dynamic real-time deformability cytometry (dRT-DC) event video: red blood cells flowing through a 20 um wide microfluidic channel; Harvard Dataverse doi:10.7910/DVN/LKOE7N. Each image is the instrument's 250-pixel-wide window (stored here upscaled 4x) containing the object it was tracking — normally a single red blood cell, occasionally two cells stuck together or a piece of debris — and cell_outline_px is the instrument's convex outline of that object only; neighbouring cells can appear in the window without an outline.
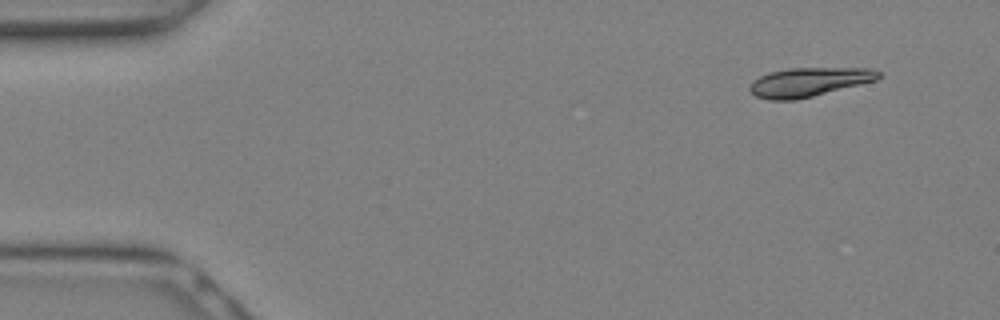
{"species": "Egyptian fruit bat (a non-hibernating species)", "species_latin": "Rousettus aegyptiacus", "temperature_condition": "warm", "stored_images_in_passage": 7, "camera_frame_rate_fps": 3000, "um_per_image_px": 0.085, "animal": {"sex": "female"}, "frame": {"image": 1, "passage_image": 1, "time_ms": 0.0, "image_size_px": [1000, 320], "cell_outline_px": [[880, 76], [876, 80], [796, 100], [768, 100], [756, 96], [748, 88], [760, 76], [772, 72], [788, 68], [872, 68], [880, 72]], "centroid_in_image_um": [68.77, 6.97], "position_along_channel_um": 16.2, "area_um2": 21.39}}
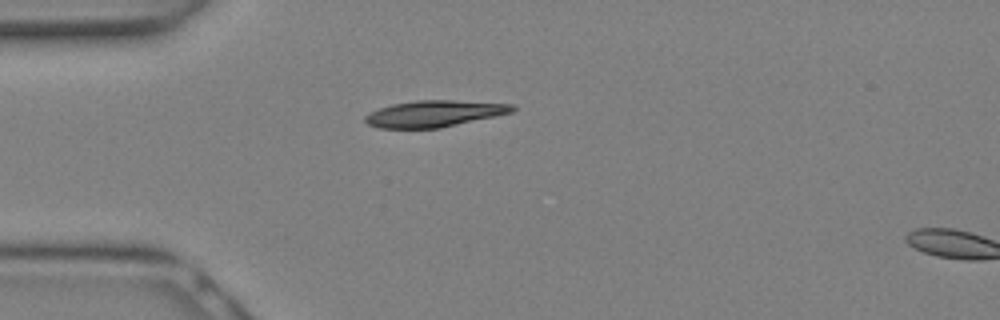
{"frame": {"image": 2, "passage_image": 6, "time_ms": 1.667, "image_size_px": [1000, 320], "cell_outline_px": [[516, 108], [512, 112], [496, 116], [440, 128], [376, 128], [368, 124], [364, 120], [364, 116], [368, 112], [392, 104], [416, 100], [452, 100], [516, 104]], "centroid_in_image_um": [36.9, 9.66], "position_along_channel_um": 48.1, "area_um2": 22.83}}